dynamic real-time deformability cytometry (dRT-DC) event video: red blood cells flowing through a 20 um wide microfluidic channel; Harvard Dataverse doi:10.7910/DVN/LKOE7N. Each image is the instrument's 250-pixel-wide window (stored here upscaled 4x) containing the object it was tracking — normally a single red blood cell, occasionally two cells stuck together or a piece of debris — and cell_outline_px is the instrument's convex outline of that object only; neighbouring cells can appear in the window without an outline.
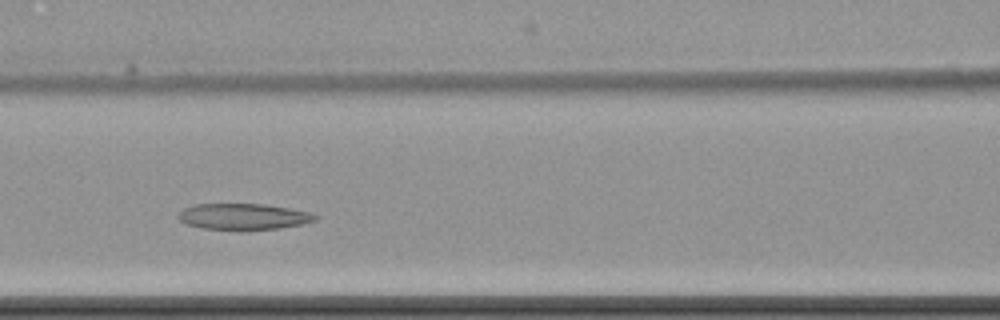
{"species": "common noctule bat (a hibernating species)", "species_latin": "Nyctalus noctula", "temperature_condition": "cold", "stored_images_in_passage": 9, "camera_frame_rate_fps": 3000, "um_per_image_px": 0.085, "animal": {"sex": "female", "body_mass_g": 22.7, "forearm_length_mm": 54.2}, "frame": {"image": 1, "passage_image": 6, "time_ms": 6.0, "image_size_px": [1000, 320], "cell_outline_px": [[320, 216], [316, 220], [300, 224], [280, 228], [200, 228], [188, 224], [180, 220], [176, 216], [184, 208], [196, 204], [264, 204], [312, 212]], "centroid_in_image_um": [20.71, 18.38], "position_along_channel_um": 145.9, "area_um2": 20.29}}
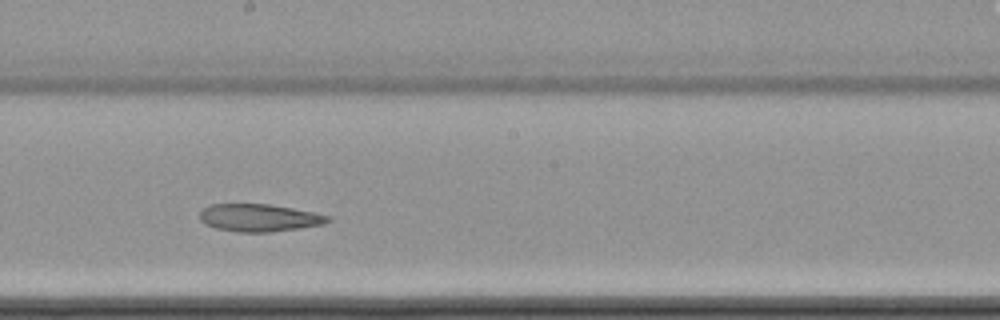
{"frame": {"image": 2, "passage_image": 8, "time_ms": 8.333, "image_size_px": [1000, 320], "cell_outline_px": [[332, 220], [324, 224], [300, 228], [268, 232], [236, 232], [216, 228], [204, 224], [200, 220], [200, 212], [208, 204], [268, 204], [292, 208], [332, 216]], "centroid_in_image_um": [22.03, 18.51], "position_along_channel_um": 226.2, "area_um2": 20.63}}
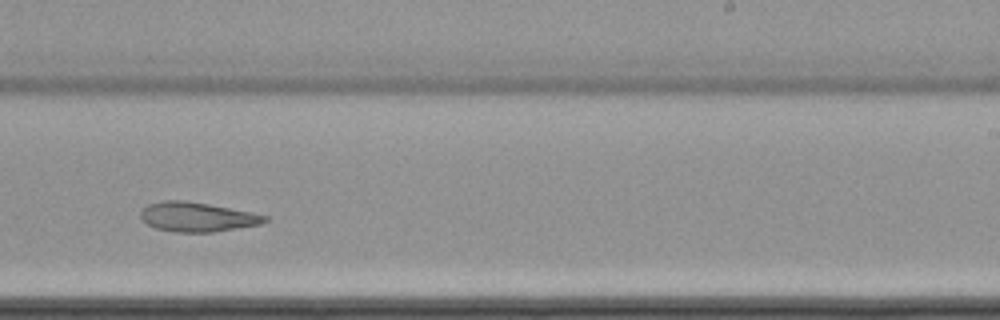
{"frame": {"image": 3, "passage_image": 9, "time_ms": 9.667, "image_size_px": [1000, 320], "cell_outline_px": [[268, 220], [260, 224], [212, 232], [176, 232], [156, 228], [140, 220], [140, 212], [148, 204], [164, 200], [184, 200], [208, 204], [252, 212], [268, 216]], "centroid_in_image_um": [16.74, 18.43], "position_along_channel_um": 272.3, "area_um2": 21.21}}